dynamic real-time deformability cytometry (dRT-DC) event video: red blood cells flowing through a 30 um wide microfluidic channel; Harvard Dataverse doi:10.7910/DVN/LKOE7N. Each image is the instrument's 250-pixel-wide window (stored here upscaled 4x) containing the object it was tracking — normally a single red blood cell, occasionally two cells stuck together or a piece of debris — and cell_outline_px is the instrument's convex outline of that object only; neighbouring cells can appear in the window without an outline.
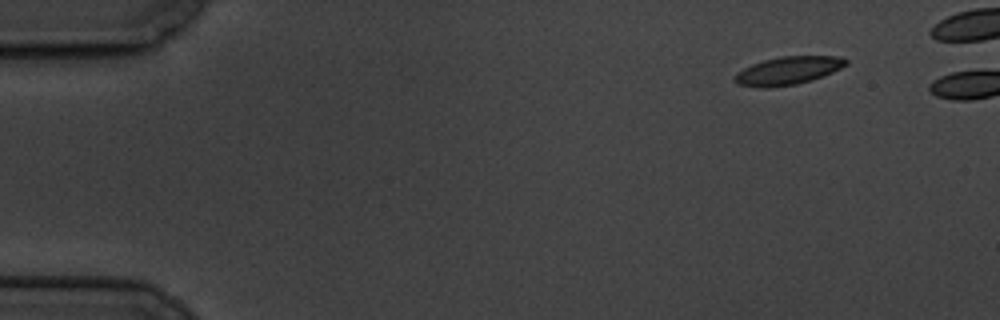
{"species": "common noctule bat (a hibernating species)", "species_latin": "Nyctalus noctula", "temperature_condition": "cold", "stored_images_in_passage": 2, "camera_frame_rate_fps": 3000, "um_per_image_px": 0.085, "animal": {"sex": "male", "body_mass_g": 19.5, "forearm_length_mm": 54.6}, "frame": {"image": 1, "passage_image": 1, "time_ms": 0.0, "image_size_px": [1000, 320], "cell_outline_px": [[848, 64], [832, 72], [812, 80], [796, 84], [768, 88], [764, 88], [736, 84], [732, 80], [744, 68], [752, 64], [764, 60], [780, 56], [840, 56], [848, 60]], "centroid_in_image_um": [66.99, 6.0], "position_along_channel_um": 18.0, "area_um2": 18.09}}